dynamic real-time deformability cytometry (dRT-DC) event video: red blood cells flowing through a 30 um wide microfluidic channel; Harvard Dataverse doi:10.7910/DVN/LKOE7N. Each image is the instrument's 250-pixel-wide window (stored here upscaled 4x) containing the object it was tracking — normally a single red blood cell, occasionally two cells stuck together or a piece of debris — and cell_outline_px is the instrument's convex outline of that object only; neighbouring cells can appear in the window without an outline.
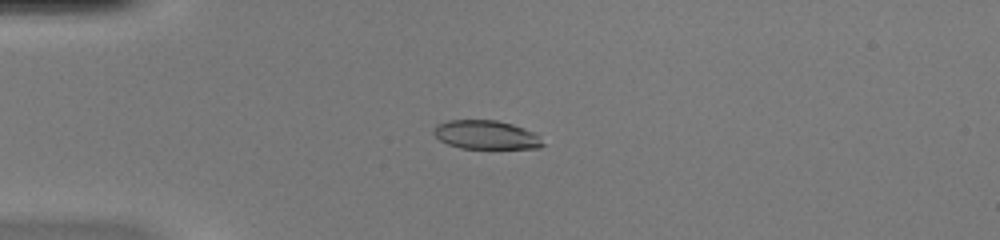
{"species": "common noctule bat (a hibernating species)", "species_latin": "Nyctalus noctula", "temperature_condition": "warm", "stored_images_in_passage": 51, "camera_frame_rate_fps": 3000, "um_per_image_px": 0.085, "animal": {"sex": "female", "body_mass_g": 20.0, "forearm_length_mm": 54.0}, "frame": {"image": 1, "passage_image": 14, "time_ms": 4.333, "image_size_px": [1000, 240], "cell_outline_px": [[544, 144], [540, 148], [460, 148], [448, 144], [440, 140], [432, 132], [432, 128], [436, 124], [448, 120], [496, 120], [512, 124], [524, 128], [532, 132]], "centroid_in_image_um": [41.25, 11.45], "position_along_channel_um": 43.8, "area_um2": 18.15}}
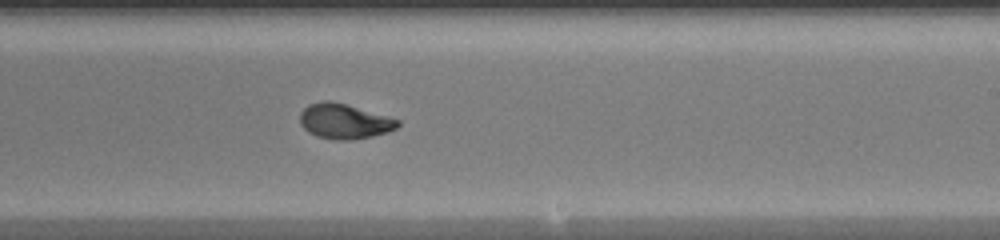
{"frame": {"image": 2, "passage_image": 32, "time_ms": 10.333, "image_size_px": [1000, 240], "cell_outline_px": [[400, 124], [396, 128], [388, 132], [372, 136], [348, 140], [336, 140], [316, 136], [308, 132], [300, 124], [300, 112], [308, 104], [324, 100], [328, 100], [344, 104], [388, 116], [400, 120]], "centroid_in_image_um": [29.25, 10.31], "position_along_channel_um": 259.8, "area_um2": 19.88}}
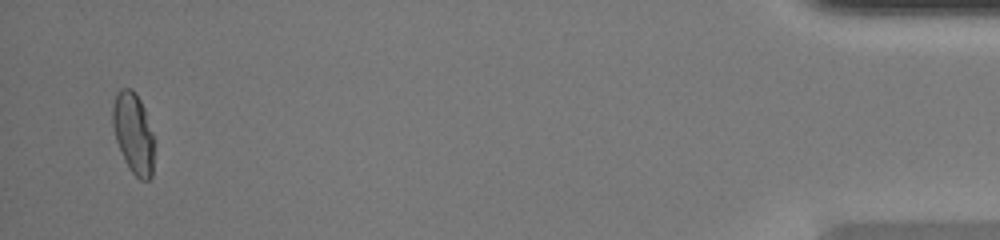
{"frame": {"image": 3, "passage_image": 50, "time_ms": 16.333, "image_size_px": [1000, 240], "cell_outline_px": [[156, 144], [152, 176], [148, 180], [140, 180], [128, 168], [116, 140], [112, 124], [112, 104], [116, 92], [120, 88], [132, 88], [136, 92], [144, 108], [156, 140]], "centroid_in_image_um": [11.37, 11.31], "position_along_channel_um": 423.8, "area_um2": 20.23}, "authors_computed_cell_mechanics": {"area_um2": 19.5942, "velocity_mm_per_s": 4.0762, "shape_relaxation_time_tau1_ms": 6.013, "shape_relaxation_time_tau2_ms": 0.8672, "deformation_change_tau1": 0.2443, "deformation_change_tau2": 0.0447}}